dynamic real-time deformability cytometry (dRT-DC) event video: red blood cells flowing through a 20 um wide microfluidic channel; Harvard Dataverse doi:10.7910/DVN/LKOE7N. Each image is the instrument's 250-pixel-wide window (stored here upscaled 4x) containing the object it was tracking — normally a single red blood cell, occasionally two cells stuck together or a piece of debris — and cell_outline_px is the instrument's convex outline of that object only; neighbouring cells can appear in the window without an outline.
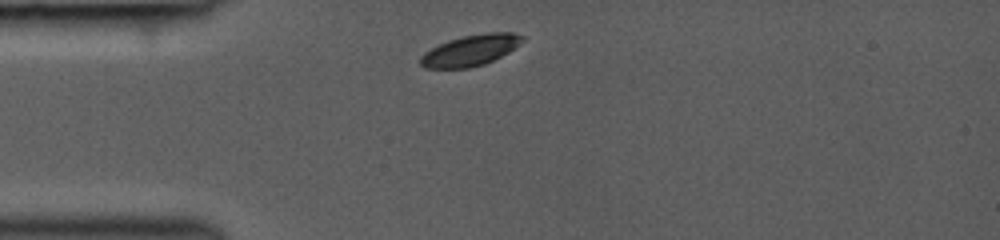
{"species": "common noctule bat (a hibernating species)", "species_latin": "Nyctalus noctula", "temperature_condition": "room temperature", "stored_images_in_passage": 11, "camera_frame_rate_fps": 3000, "um_per_image_px": 0.085, "animal": {"sex": "female", "body_mass_g": 19.0, "forearm_length_mm": 53.3}, "frame": {"image": 1, "passage_image": 1, "time_ms": 0.0, "image_size_px": [1000, 240], "cell_outline_px": [[524, 40], [520, 44], [508, 52], [484, 64], [468, 68], [424, 68], [420, 64], [420, 56], [424, 52], [448, 40], [460, 36], [488, 32], [512, 32], [524, 36]], "centroid_in_image_um": [39.98, 4.27], "position_along_channel_um": 45.0, "area_um2": 18.38}}
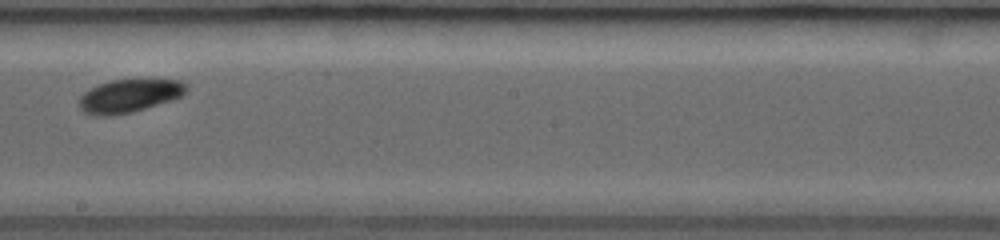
{"frame": {"image": 2, "passage_image": 6, "time_ms": 5.0, "image_size_px": [1000, 240], "cell_outline_px": [[188, 88], [180, 96], [172, 100], [132, 112], [112, 116], [92, 116], [84, 112], [80, 108], [80, 96], [84, 92], [100, 84], [112, 80], [140, 76], [180, 80], [188, 84]], "centroid_in_image_um": [11.04, 8.09], "position_along_channel_um": 237.2, "area_um2": 21.56}}
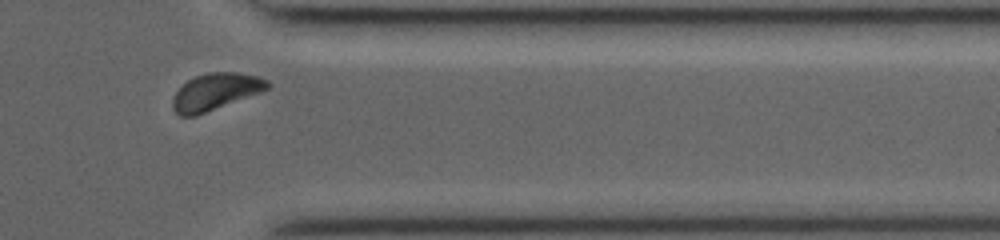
{"frame": {"image": 3, "passage_image": 10, "time_ms": 8.667, "image_size_px": [1000, 240], "cell_outline_px": [[272, 84], [268, 88], [260, 92], [196, 116], [180, 116], [172, 108], [172, 96], [188, 80], [196, 76], [208, 72], [236, 72], [256, 76], [268, 80]], "centroid_in_image_um": [18.3, 7.8], "position_along_channel_um": 393.1, "area_um2": 20.17}}